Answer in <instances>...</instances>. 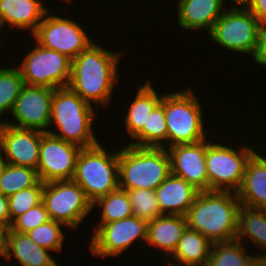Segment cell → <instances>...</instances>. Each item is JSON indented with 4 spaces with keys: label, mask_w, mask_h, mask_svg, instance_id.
<instances>
[{
    "label": "cell",
    "mask_w": 266,
    "mask_h": 266,
    "mask_svg": "<svg viewBox=\"0 0 266 266\" xmlns=\"http://www.w3.org/2000/svg\"><path fill=\"white\" fill-rule=\"evenodd\" d=\"M121 51H107L95 42L72 59L68 87L84 101L105 107L111 102Z\"/></svg>",
    "instance_id": "obj_1"
},
{
    "label": "cell",
    "mask_w": 266,
    "mask_h": 266,
    "mask_svg": "<svg viewBox=\"0 0 266 266\" xmlns=\"http://www.w3.org/2000/svg\"><path fill=\"white\" fill-rule=\"evenodd\" d=\"M240 201L231 191H199L186 214L187 227L212 243L235 240Z\"/></svg>",
    "instance_id": "obj_2"
},
{
    "label": "cell",
    "mask_w": 266,
    "mask_h": 266,
    "mask_svg": "<svg viewBox=\"0 0 266 266\" xmlns=\"http://www.w3.org/2000/svg\"><path fill=\"white\" fill-rule=\"evenodd\" d=\"M92 105L84 101L69 87L54 89L51 102L50 127L55 124L59 133L48 130V133L81 148L97 145L92 130L96 113Z\"/></svg>",
    "instance_id": "obj_3"
},
{
    "label": "cell",
    "mask_w": 266,
    "mask_h": 266,
    "mask_svg": "<svg viewBox=\"0 0 266 266\" xmlns=\"http://www.w3.org/2000/svg\"><path fill=\"white\" fill-rule=\"evenodd\" d=\"M171 174L169 153L164 147L126 145L119 150V188L154 190Z\"/></svg>",
    "instance_id": "obj_4"
},
{
    "label": "cell",
    "mask_w": 266,
    "mask_h": 266,
    "mask_svg": "<svg viewBox=\"0 0 266 266\" xmlns=\"http://www.w3.org/2000/svg\"><path fill=\"white\" fill-rule=\"evenodd\" d=\"M100 144L80 150L72 179L92 204L119 188V150L110 154Z\"/></svg>",
    "instance_id": "obj_5"
},
{
    "label": "cell",
    "mask_w": 266,
    "mask_h": 266,
    "mask_svg": "<svg viewBox=\"0 0 266 266\" xmlns=\"http://www.w3.org/2000/svg\"><path fill=\"white\" fill-rule=\"evenodd\" d=\"M194 91L185 89L164 94V114L167 125V146L193 144L205 135L201 102Z\"/></svg>",
    "instance_id": "obj_6"
},
{
    "label": "cell",
    "mask_w": 266,
    "mask_h": 266,
    "mask_svg": "<svg viewBox=\"0 0 266 266\" xmlns=\"http://www.w3.org/2000/svg\"><path fill=\"white\" fill-rule=\"evenodd\" d=\"M206 139V171L208 191L237 192L242 184L248 160L256 152L247 145L240 149ZM236 149V150H235Z\"/></svg>",
    "instance_id": "obj_7"
},
{
    "label": "cell",
    "mask_w": 266,
    "mask_h": 266,
    "mask_svg": "<svg viewBox=\"0 0 266 266\" xmlns=\"http://www.w3.org/2000/svg\"><path fill=\"white\" fill-rule=\"evenodd\" d=\"M231 6L215 22L209 35L228 51L253 56L262 25L247 7Z\"/></svg>",
    "instance_id": "obj_8"
},
{
    "label": "cell",
    "mask_w": 266,
    "mask_h": 266,
    "mask_svg": "<svg viewBox=\"0 0 266 266\" xmlns=\"http://www.w3.org/2000/svg\"><path fill=\"white\" fill-rule=\"evenodd\" d=\"M42 202L50 219L74 230L92 211V203L83 189L73 180L44 183Z\"/></svg>",
    "instance_id": "obj_9"
},
{
    "label": "cell",
    "mask_w": 266,
    "mask_h": 266,
    "mask_svg": "<svg viewBox=\"0 0 266 266\" xmlns=\"http://www.w3.org/2000/svg\"><path fill=\"white\" fill-rule=\"evenodd\" d=\"M72 59L68 56L35 44L18 66L24 84L52 89L68 87Z\"/></svg>",
    "instance_id": "obj_10"
},
{
    "label": "cell",
    "mask_w": 266,
    "mask_h": 266,
    "mask_svg": "<svg viewBox=\"0 0 266 266\" xmlns=\"http://www.w3.org/2000/svg\"><path fill=\"white\" fill-rule=\"evenodd\" d=\"M86 32L77 21L51 15L48 10L33 36L36 44L41 47L56 50L74 59L94 42Z\"/></svg>",
    "instance_id": "obj_11"
},
{
    "label": "cell",
    "mask_w": 266,
    "mask_h": 266,
    "mask_svg": "<svg viewBox=\"0 0 266 266\" xmlns=\"http://www.w3.org/2000/svg\"><path fill=\"white\" fill-rule=\"evenodd\" d=\"M148 222L136 216L102 224L92 232L90 251L99 257L119 256L127 251L132 243L147 241Z\"/></svg>",
    "instance_id": "obj_12"
},
{
    "label": "cell",
    "mask_w": 266,
    "mask_h": 266,
    "mask_svg": "<svg viewBox=\"0 0 266 266\" xmlns=\"http://www.w3.org/2000/svg\"><path fill=\"white\" fill-rule=\"evenodd\" d=\"M82 148L48 132L41 137L37 173L44 182L72 180Z\"/></svg>",
    "instance_id": "obj_13"
},
{
    "label": "cell",
    "mask_w": 266,
    "mask_h": 266,
    "mask_svg": "<svg viewBox=\"0 0 266 266\" xmlns=\"http://www.w3.org/2000/svg\"><path fill=\"white\" fill-rule=\"evenodd\" d=\"M53 93L54 89L49 87L24 84L9 114H12L17 124L14 122L6 124L20 129L48 132Z\"/></svg>",
    "instance_id": "obj_14"
},
{
    "label": "cell",
    "mask_w": 266,
    "mask_h": 266,
    "mask_svg": "<svg viewBox=\"0 0 266 266\" xmlns=\"http://www.w3.org/2000/svg\"><path fill=\"white\" fill-rule=\"evenodd\" d=\"M45 132L0 125V150L6 163L37 170L41 137Z\"/></svg>",
    "instance_id": "obj_15"
},
{
    "label": "cell",
    "mask_w": 266,
    "mask_h": 266,
    "mask_svg": "<svg viewBox=\"0 0 266 266\" xmlns=\"http://www.w3.org/2000/svg\"><path fill=\"white\" fill-rule=\"evenodd\" d=\"M166 148L171 162V174L183 178L199 191H208L206 139Z\"/></svg>",
    "instance_id": "obj_16"
},
{
    "label": "cell",
    "mask_w": 266,
    "mask_h": 266,
    "mask_svg": "<svg viewBox=\"0 0 266 266\" xmlns=\"http://www.w3.org/2000/svg\"><path fill=\"white\" fill-rule=\"evenodd\" d=\"M199 190L183 178L170 174L156 189L155 194L163 215L186 216Z\"/></svg>",
    "instance_id": "obj_17"
},
{
    "label": "cell",
    "mask_w": 266,
    "mask_h": 266,
    "mask_svg": "<svg viewBox=\"0 0 266 266\" xmlns=\"http://www.w3.org/2000/svg\"><path fill=\"white\" fill-rule=\"evenodd\" d=\"M225 0H178L177 18L186 30L206 29L209 33L224 13Z\"/></svg>",
    "instance_id": "obj_18"
},
{
    "label": "cell",
    "mask_w": 266,
    "mask_h": 266,
    "mask_svg": "<svg viewBox=\"0 0 266 266\" xmlns=\"http://www.w3.org/2000/svg\"><path fill=\"white\" fill-rule=\"evenodd\" d=\"M257 152L248 160L236 194L241 205L266 210V157Z\"/></svg>",
    "instance_id": "obj_19"
},
{
    "label": "cell",
    "mask_w": 266,
    "mask_h": 266,
    "mask_svg": "<svg viewBox=\"0 0 266 266\" xmlns=\"http://www.w3.org/2000/svg\"><path fill=\"white\" fill-rule=\"evenodd\" d=\"M39 0H0V29L8 24L11 28L29 30L31 35L48 11Z\"/></svg>",
    "instance_id": "obj_20"
},
{
    "label": "cell",
    "mask_w": 266,
    "mask_h": 266,
    "mask_svg": "<svg viewBox=\"0 0 266 266\" xmlns=\"http://www.w3.org/2000/svg\"><path fill=\"white\" fill-rule=\"evenodd\" d=\"M3 258L7 261L13 255L21 266H58L49 251L38 246L27 233L8 229Z\"/></svg>",
    "instance_id": "obj_21"
},
{
    "label": "cell",
    "mask_w": 266,
    "mask_h": 266,
    "mask_svg": "<svg viewBox=\"0 0 266 266\" xmlns=\"http://www.w3.org/2000/svg\"><path fill=\"white\" fill-rule=\"evenodd\" d=\"M186 228V216L162 215L148 222L146 243L156 249H162L164 255L169 258L175 251Z\"/></svg>",
    "instance_id": "obj_22"
},
{
    "label": "cell",
    "mask_w": 266,
    "mask_h": 266,
    "mask_svg": "<svg viewBox=\"0 0 266 266\" xmlns=\"http://www.w3.org/2000/svg\"><path fill=\"white\" fill-rule=\"evenodd\" d=\"M151 83H144L139 86L135 99L128 106V114L125 116L124 123L129 137L133 139L142 128H147V120L154 107L161 101L162 96L152 87Z\"/></svg>",
    "instance_id": "obj_23"
},
{
    "label": "cell",
    "mask_w": 266,
    "mask_h": 266,
    "mask_svg": "<svg viewBox=\"0 0 266 266\" xmlns=\"http://www.w3.org/2000/svg\"><path fill=\"white\" fill-rule=\"evenodd\" d=\"M212 244L200 232L187 227L170 258L179 264L207 265Z\"/></svg>",
    "instance_id": "obj_24"
},
{
    "label": "cell",
    "mask_w": 266,
    "mask_h": 266,
    "mask_svg": "<svg viewBox=\"0 0 266 266\" xmlns=\"http://www.w3.org/2000/svg\"><path fill=\"white\" fill-rule=\"evenodd\" d=\"M248 236L252 244L266 250V210L240 205L236 239L240 242L243 239L249 241Z\"/></svg>",
    "instance_id": "obj_25"
},
{
    "label": "cell",
    "mask_w": 266,
    "mask_h": 266,
    "mask_svg": "<svg viewBox=\"0 0 266 266\" xmlns=\"http://www.w3.org/2000/svg\"><path fill=\"white\" fill-rule=\"evenodd\" d=\"M135 139L136 142L133 141L128 143V145L139 147H167V125L164 114V93L161 101L154 107L147 120V128H142V130L132 140ZM163 142L166 143V145Z\"/></svg>",
    "instance_id": "obj_26"
},
{
    "label": "cell",
    "mask_w": 266,
    "mask_h": 266,
    "mask_svg": "<svg viewBox=\"0 0 266 266\" xmlns=\"http://www.w3.org/2000/svg\"><path fill=\"white\" fill-rule=\"evenodd\" d=\"M246 241L213 243L206 266H251L254 255L246 254Z\"/></svg>",
    "instance_id": "obj_27"
},
{
    "label": "cell",
    "mask_w": 266,
    "mask_h": 266,
    "mask_svg": "<svg viewBox=\"0 0 266 266\" xmlns=\"http://www.w3.org/2000/svg\"><path fill=\"white\" fill-rule=\"evenodd\" d=\"M101 206V219L93 230L94 232L105 223L121 220L133 215L132 206L126 190L121 188L112 191L108 195L97 199L92 204V210L95 206Z\"/></svg>",
    "instance_id": "obj_28"
},
{
    "label": "cell",
    "mask_w": 266,
    "mask_h": 266,
    "mask_svg": "<svg viewBox=\"0 0 266 266\" xmlns=\"http://www.w3.org/2000/svg\"><path fill=\"white\" fill-rule=\"evenodd\" d=\"M39 181L37 170L6 163L0 174V193L9 197Z\"/></svg>",
    "instance_id": "obj_29"
},
{
    "label": "cell",
    "mask_w": 266,
    "mask_h": 266,
    "mask_svg": "<svg viewBox=\"0 0 266 266\" xmlns=\"http://www.w3.org/2000/svg\"><path fill=\"white\" fill-rule=\"evenodd\" d=\"M23 86L24 80L18 67L0 68V117L12 112ZM0 121L2 122L1 118Z\"/></svg>",
    "instance_id": "obj_30"
},
{
    "label": "cell",
    "mask_w": 266,
    "mask_h": 266,
    "mask_svg": "<svg viewBox=\"0 0 266 266\" xmlns=\"http://www.w3.org/2000/svg\"><path fill=\"white\" fill-rule=\"evenodd\" d=\"M133 211V216L150 222L162 216L154 190L135 189L126 190Z\"/></svg>",
    "instance_id": "obj_31"
},
{
    "label": "cell",
    "mask_w": 266,
    "mask_h": 266,
    "mask_svg": "<svg viewBox=\"0 0 266 266\" xmlns=\"http://www.w3.org/2000/svg\"><path fill=\"white\" fill-rule=\"evenodd\" d=\"M61 226L64 227L65 225L50 219L46 223L27 232V234L38 246L48 251L61 252L64 240Z\"/></svg>",
    "instance_id": "obj_32"
},
{
    "label": "cell",
    "mask_w": 266,
    "mask_h": 266,
    "mask_svg": "<svg viewBox=\"0 0 266 266\" xmlns=\"http://www.w3.org/2000/svg\"><path fill=\"white\" fill-rule=\"evenodd\" d=\"M44 182L41 180L32 187L25 188L8 197V207L11 223L29 209L42 202Z\"/></svg>",
    "instance_id": "obj_33"
},
{
    "label": "cell",
    "mask_w": 266,
    "mask_h": 266,
    "mask_svg": "<svg viewBox=\"0 0 266 266\" xmlns=\"http://www.w3.org/2000/svg\"><path fill=\"white\" fill-rule=\"evenodd\" d=\"M48 211L43 202L29 209L23 215L17 217L11 224L10 230L20 233H27L37 226L49 221Z\"/></svg>",
    "instance_id": "obj_34"
},
{
    "label": "cell",
    "mask_w": 266,
    "mask_h": 266,
    "mask_svg": "<svg viewBox=\"0 0 266 266\" xmlns=\"http://www.w3.org/2000/svg\"><path fill=\"white\" fill-rule=\"evenodd\" d=\"M252 57L255 63L266 66V25H262L260 28L256 49Z\"/></svg>",
    "instance_id": "obj_35"
},
{
    "label": "cell",
    "mask_w": 266,
    "mask_h": 266,
    "mask_svg": "<svg viewBox=\"0 0 266 266\" xmlns=\"http://www.w3.org/2000/svg\"><path fill=\"white\" fill-rule=\"evenodd\" d=\"M247 8L261 25H266V0H252Z\"/></svg>",
    "instance_id": "obj_36"
},
{
    "label": "cell",
    "mask_w": 266,
    "mask_h": 266,
    "mask_svg": "<svg viewBox=\"0 0 266 266\" xmlns=\"http://www.w3.org/2000/svg\"><path fill=\"white\" fill-rule=\"evenodd\" d=\"M0 221L3 222L8 228L11 226L8 197L0 193Z\"/></svg>",
    "instance_id": "obj_37"
},
{
    "label": "cell",
    "mask_w": 266,
    "mask_h": 266,
    "mask_svg": "<svg viewBox=\"0 0 266 266\" xmlns=\"http://www.w3.org/2000/svg\"><path fill=\"white\" fill-rule=\"evenodd\" d=\"M262 252L261 250L260 253L254 255L251 266H266V251Z\"/></svg>",
    "instance_id": "obj_38"
},
{
    "label": "cell",
    "mask_w": 266,
    "mask_h": 266,
    "mask_svg": "<svg viewBox=\"0 0 266 266\" xmlns=\"http://www.w3.org/2000/svg\"><path fill=\"white\" fill-rule=\"evenodd\" d=\"M8 227L0 221V248L3 250L6 242Z\"/></svg>",
    "instance_id": "obj_39"
},
{
    "label": "cell",
    "mask_w": 266,
    "mask_h": 266,
    "mask_svg": "<svg viewBox=\"0 0 266 266\" xmlns=\"http://www.w3.org/2000/svg\"><path fill=\"white\" fill-rule=\"evenodd\" d=\"M233 1L232 3H236L238 4V6H243V7H247V5L252 1V0H231Z\"/></svg>",
    "instance_id": "obj_40"
},
{
    "label": "cell",
    "mask_w": 266,
    "mask_h": 266,
    "mask_svg": "<svg viewBox=\"0 0 266 266\" xmlns=\"http://www.w3.org/2000/svg\"><path fill=\"white\" fill-rule=\"evenodd\" d=\"M167 260H168V261H167L168 266H206V265H192V264H178V263H173L172 260H170V258L167 259ZM169 260H170L171 262H169Z\"/></svg>",
    "instance_id": "obj_41"
},
{
    "label": "cell",
    "mask_w": 266,
    "mask_h": 266,
    "mask_svg": "<svg viewBox=\"0 0 266 266\" xmlns=\"http://www.w3.org/2000/svg\"><path fill=\"white\" fill-rule=\"evenodd\" d=\"M5 164H6L5 159H4L3 154L0 150V174H1V171H2Z\"/></svg>",
    "instance_id": "obj_42"
},
{
    "label": "cell",
    "mask_w": 266,
    "mask_h": 266,
    "mask_svg": "<svg viewBox=\"0 0 266 266\" xmlns=\"http://www.w3.org/2000/svg\"><path fill=\"white\" fill-rule=\"evenodd\" d=\"M3 257L2 255V249L0 248V258ZM1 263V262H0Z\"/></svg>",
    "instance_id": "obj_43"
}]
</instances>
